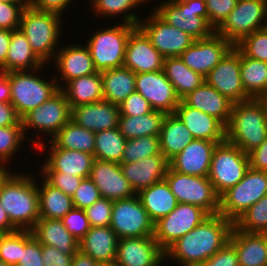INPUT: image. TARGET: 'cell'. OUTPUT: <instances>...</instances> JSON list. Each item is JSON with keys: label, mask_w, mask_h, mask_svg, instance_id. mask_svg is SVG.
Wrapping results in <instances>:
<instances>
[{"label": "cell", "mask_w": 267, "mask_h": 266, "mask_svg": "<svg viewBox=\"0 0 267 266\" xmlns=\"http://www.w3.org/2000/svg\"><path fill=\"white\" fill-rule=\"evenodd\" d=\"M267 137V111L260 99L234 103L226 126V141L248 154Z\"/></svg>", "instance_id": "cell-3"}, {"label": "cell", "mask_w": 267, "mask_h": 266, "mask_svg": "<svg viewBox=\"0 0 267 266\" xmlns=\"http://www.w3.org/2000/svg\"><path fill=\"white\" fill-rule=\"evenodd\" d=\"M229 241L234 245L239 266H267V233H248L235 226Z\"/></svg>", "instance_id": "cell-30"}, {"label": "cell", "mask_w": 267, "mask_h": 266, "mask_svg": "<svg viewBox=\"0 0 267 266\" xmlns=\"http://www.w3.org/2000/svg\"><path fill=\"white\" fill-rule=\"evenodd\" d=\"M249 168L248 154L225 140L217 144L213 150L208 179L221 196L235 186Z\"/></svg>", "instance_id": "cell-10"}, {"label": "cell", "mask_w": 267, "mask_h": 266, "mask_svg": "<svg viewBox=\"0 0 267 266\" xmlns=\"http://www.w3.org/2000/svg\"><path fill=\"white\" fill-rule=\"evenodd\" d=\"M163 71L180 100L205 81V77L186 66L180 57L164 58Z\"/></svg>", "instance_id": "cell-37"}, {"label": "cell", "mask_w": 267, "mask_h": 266, "mask_svg": "<svg viewBox=\"0 0 267 266\" xmlns=\"http://www.w3.org/2000/svg\"><path fill=\"white\" fill-rule=\"evenodd\" d=\"M137 195L154 224L167 216L178 204L166 179L141 190Z\"/></svg>", "instance_id": "cell-32"}, {"label": "cell", "mask_w": 267, "mask_h": 266, "mask_svg": "<svg viewBox=\"0 0 267 266\" xmlns=\"http://www.w3.org/2000/svg\"><path fill=\"white\" fill-rule=\"evenodd\" d=\"M43 177L50 185L61 190L65 194L72 196L78 188L81 180L80 176L68 175L63 172L56 171H40Z\"/></svg>", "instance_id": "cell-53"}, {"label": "cell", "mask_w": 267, "mask_h": 266, "mask_svg": "<svg viewBox=\"0 0 267 266\" xmlns=\"http://www.w3.org/2000/svg\"><path fill=\"white\" fill-rule=\"evenodd\" d=\"M70 119L71 108L69 102L64 93L59 90L42 105L25 114L21 118V122L25 137L30 130L35 129L37 131L34 138L39 140L35 139V147H37V151L43 152L47 146L40 141L42 132L51 140ZM38 131L41 134L38 135Z\"/></svg>", "instance_id": "cell-8"}, {"label": "cell", "mask_w": 267, "mask_h": 266, "mask_svg": "<svg viewBox=\"0 0 267 266\" xmlns=\"http://www.w3.org/2000/svg\"><path fill=\"white\" fill-rule=\"evenodd\" d=\"M137 26L121 21L109 28L94 30L86 42L97 72L122 67L130 33Z\"/></svg>", "instance_id": "cell-7"}, {"label": "cell", "mask_w": 267, "mask_h": 266, "mask_svg": "<svg viewBox=\"0 0 267 266\" xmlns=\"http://www.w3.org/2000/svg\"><path fill=\"white\" fill-rule=\"evenodd\" d=\"M119 238L109 227H90L79 241V251L98 264L115 262Z\"/></svg>", "instance_id": "cell-29"}, {"label": "cell", "mask_w": 267, "mask_h": 266, "mask_svg": "<svg viewBox=\"0 0 267 266\" xmlns=\"http://www.w3.org/2000/svg\"><path fill=\"white\" fill-rule=\"evenodd\" d=\"M25 173L14 171L7 178L0 189V204L17 230L31 231L40 218L38 179Z\"/></svg>", "instance_id": "cell-2"}, {"label": "cell", "mask_w": 267, "mask_h": 266, "mask_svg": "<svg viewBox=\"0 0 267 266\" xmlns=\"http://www.w3.org/2000/svg\"><path fill=\"white\" fill-rule=\"evenodd\" d=\"M99 266H120L117 262L99 264Z\"/></svg>", "instance_id": "cell-69"}, {"label": "cell", "mask_w": 267, "mask_h": 266, "mask_svg": "<svg viewBox=\"0 0 267 266\" xmlns=\"http://www.w3.org/2000/svg\"><path fill=\"white\" fill-rule=\"evenodd\" d=\"M135 88L154 110L166 114L174 113L181 101L164 71L137 73Z\"/></svg>", "instance_id": "cell-18"}, {"label": "cell", "mask_w": 267, "mask_h": 266, "mask_svg": "<svg viewBox=\"0 0 267 266\" xmlns=\"http://www.w3.org/2000/svg\"><path fill=\"white\" fill-rule=\"evenodd\" d=\"M37 183L39 214L42 219L61 220L74 206L72 196L50 185L44 178Z\"/></svg>", "instance_id": "cell-38"}, {"label": "cell", "mask_w": 267, "mask_h": 266, "mask_svg": "<svg viewBox=\"0 0 267 266\" xmlns=\"http://www.w3.org/2000/svg\"><path fill=\"white\" fill-rule=\"evenodd\" d=\"M234 226L243 232L267 233V195L247 209Z\"/></svg>", "instance_id": "cell-44"}, {"label": "cell", "mask_w": 267, "mask_h": 266, "mask_svg": "<svg viewBox=\"0 0 267 266\" xmlns=\"http://www.w3.org/2000/svg\"><path fill=\"white\" fill-rule=\"evenodd\" d=\"M74 0H28V5L38 11L54 12L64 15L66 8H70Z\"/></svg>", "instance_id": "cell-59"}, {"label": "cell", "mask_w": 267, "mask_h": 266, "mask_svg": "<svg viewBox=\"0 0 267 266\" xmlns=\"http://www.w3.org/2000/svg\"><path fill=\"white\" fill-rule=\"evenodd\" d=\"M205 81L234 103L251 99L241 82L240 50L236 46L208 73Z\"/></svg>", "instance_id": "cell-16"}, {"label": "cell", "mask_w": 267, "mask_h": 266, "mask_svg": "<svg viewBox=\"0 0 267 266\" xmlns=\"http://www.w3.org/2000/svg\"><path fill=\"white\" fill-rule=\"evenodd\" d=\"M237 0H206L208 23L216 30L236 6Z\"/></svg>", "instance_id": "cell-55"}, {"label": "cell", "mask_w": 267, "mask_h": 266, "mask_svg": "<svg viewBox=\"0 0 267 266\" xmlns=\"http://www.w3.org/2000/svg\"><path fill=\"white\" fill-rule=\"evenodd\" d=\"M22 125L14 106L10 102L0 103V127Z\"/></svg>", "instance_id": "cell-61"}, {"label": "cell", "mask_w": 267, "mask_h": 266, "mask_svg": "<svg viewBox=\"0 0 267 266\" xmlns=\"http://www.w3.org/2000/svg\"><path fill=\"white\" fill-rule=\"evenodd\" d=\"M188 106L198 109L228 125L234 102L220 94L204 81L182 99Z\"/></svg>", "instance_id": "cell-28"}, {"label": "cell", "mask_w": 267, "mask_h": 266, "mask_svg": "<svg viewBox=\"0 0 267 266\" xmlns=\"http://www.w3.org/2000/svg\"><path fill=\"white\" fill-rule=\"evenodd\" d=\"M10 40L11 30L0 29V68L6 61Z\"/></svg>", "instance_id": "cell-62"}, {"label": "cell", "mask_w": 267, "mask_h": 266, "mask_svg": "<svg viewBox=\"0 0 267 266\" xmlns=\"http://www.w3.org/2000/svg\"><path fill=\"white\" fill-rule=\"evenodd\" d=\"M219 143L222 142L194 139L169 161V165L182 174L208 177L213 150Z\"/></svg>", "instance_id": "cell-23"}, {"label": "cell", "mask_w": 267, "mask_h": 266, "mask_svg": "<svg viewBox=\"0 0 267 266\" xmlns=\"http://www.w3.org/2000/svg\"><path fill=\"white\" fill-rule=\"evenodd\" d=\"M267 195V171L249 168L244 177L220 196L219 215L233 223Z\"/></svg>", "instance_id": "cell-9"}, {"label": "cell", "mask_w": 267, "mask_h": 266, "mask_svg": "<svg viewBox=\"0 0 267 266\" xmlns=\"http://www.w3.org/2000/svg\"><path fill=\"white\" fill-rule=\"evenodd\" d=\"M267 75V72H266ZM265 92H267V77H266V83H265Z\"/></svg>", "instance_id": "cell-74"}, {"label": "cell", "mask_w": 267, "mask_h": 266, "mask_svg": "<svg viewBox=\"0 0 267 266\" xmlns=\"http://www.w3.org/2000/svg\"><path fill=\"white\" fill-rule=\"evenodd\" d=\"M110 228L119 239L154 237V223L138 195L113 201Z\"/></svg>", "instance_id": "cell-13"}, {"label": "cell", "mask_w": 267, "mask_h": 266, "mask_svg": "<svg viewBox=\"0 0 267 266\" xmlns=\"http://www.w3.org/2000/svg\"><path fill=\"white\" fill-rule=\"evenodd\" d=\"M33 135H35L34 132L31 133L30 139L29 136L25 137L22 125L0 127V163L8 164L9 159L12 160L18 150L20 151V146L26 141L25 139L35 145Z\"/></svg>", "instance_id": "cell-46"}, {"label": "cell", "mask_w": 267, "mask_h": 266, "mask_svg": "<svg viewBox=\"0 0 267 266\" xmlns=\"http://www.w3.org/2000/svg\"><path fill=\"white\" fill-rule=\"evenodd\" d=\"M100 198L99 189L95 183L87 177L81 180L78 188L72 195V202L75 208L85 210Z\"/></svg>", "instance_id": "cell-51"}, {"label": "cell", "mask_w": 267, "mask_h": 266, "mask_svg": "<svg viewBox=\"0 0 267 266\" xmlns=\"http://www.w3.org/2000/svg\"><path fill=\"white\" fill-rule=\"evenodd\" d=\"M60 90L69 102L70 108L103 100L101 72L67 81Z\"/></svg>", "instance_id": "cell-34"}, {"label": "cell", "mask_w": 267, "mask_h": 266, "mask_svg": "<svg viewBox=\"0 0 267 266\" xmlns=\"http://www.w3.org/2000/svg\"><path fill=\"white\" fill-rule=\"evenodd\" d=\"M166 113L158 110L145 115H120L118 129L126 139L143 136H160Z\"/></svg>", "instance_id": "cell-39"}, {"label": "cell", "mask_w": 267, "mask_h": 266, "mask_svg": "<svg viewBox=\"0 0 267 266\" xmlns=\"http://www.w3.org/2000/svg\"><path fill=\"white\" fill-rule=\"evenodd\" d=\"M174 113L192 133L194 139L214 142L226 140V126L220 120L188 106L183 100Z\"/></svg>", "instance_id": "cell-27"}, {"label": "cell", "mask_w": 267, "mask_h": 266, "mask_svg": "<svg viewBox=\"0 0 267 266\" xmlns=\"http://www.w3.org/2000/svg\"><path fill=\"white\" fill-rule=\"evenodd\" d=\"M103 100L119 105L136 91V74L125 66L101 72Z\"/></svg>", "instance_id": "cell-36"}, {"label": "cell", "mask_w": 267, "mask_h": 266, "mask_svg": "<svg viewBox=\"0 0 267 266\" xmlns=\"http://www.w3.org/2000/svg\"><path fill=\"white\" fill-rule=\"evenodd\" d=\"M206 262L210 266H239L236 249L230 241Z\"/></svg>", "instance_id": "cell-57"}, {"label": "cell", "mask_w": 267, "mask_h": 266, "mask_svg": "<svg viewBox=\"0 0 267 266\" xmlns=\"http://www.w3.org/2000/svg\"><path fill=\"white\" fill-rule=\"evenodd\" d=\"M241 82L245 93L259 99L265 93L267 63L245 56L240 51Z\"/></svg>", "instance_id": "cell-42"}, {"label": "cell", "mask_w": 267, "mask_h": 266, "mask_svg": "<svg viewBox=\"0 0 267 266\" xmlns=\"http://www.w3.org/2000/svg\"><path fill=\"white\" fill-rule=\"evenodd\" d=\"M148 15L139 21L138 27L164 58L180 57L195 41L189 34L169 25L154 10Z\"/></svg>", "instance_id": "cell-15"}, {"label": "cell", "mask_w": 267, "mask_h": 266, "mask_svg": "<svg viewBox=\"0 0 267 266\" xmlns=\"http://www.w3.org/2000/svg\"><path fill=\"white\" fill-rule=\"evenodd\" d=\"M62 21L63 17L58 13L34 10L29 5L22 12L20 29L32 51L44 64H50L59 49Z\"/></svg>", "instance_id": "cell-4"}, {"label": "cell", "mask_w": 267, "mask_h": 266, "mask_svg": "<svg viewBox=\"0 0 267 266\" xmlns=\"http://www.w3.org/2000/svg\"><path fill=\"white\" fill-rule=\"evenodd\" d=\"M11 87L8 72L0 71V103L10 102Z\"/></svg>", "instance_id": "cell-63"}, {"label": "cell", "mask_w": 267, "mask_h": 266, "mask_svg": "<svg viewBox=\"0 0 267 266\" xmlns=\"http://www.w3.org/2000/svg\"><path fill=\"white\" fill-rule=\"evenodd\" d=\"M259 99L263 102L267 111V92H265Z\"/></svg>", "instance_id": "cell-68"}, {"label": "cell", "mask_w": 267, "mask_h": 266, "mask_svg": "<svg viewBox=\"0 0 267 266\" xmlns=\"http://www.w3.org/2000/svg\"><path fill=\"white\" fill-rule=\"evenodd\" d=\"M15 266H44L42 245L29 230H21V255Z\"/></svg>", "instance_id": "cell-48"}, {"label": "cell", "mask_w": 267, "mask_h": 266, "mask_svg": "<svg viewBox=\"0 0 267 266\" xmlns=\"http://www.w3.org/2000/svg\"><path fill=\"white\" fill-rule=\"evenodd\" d=\"M71 266H99V264L90 256L78 251L73 257Z\"/></svg>", "instance_id": "cell-64"}, {"label": "cell", "mask_w": 267, "mask_h": 266, "mask_svg": "<svg viewBox=\"0 0 267 266\" xmlns=\"http://www.w3.org/2000/svg\"><path fill=\"white\" fill-rule=\"evenodd\" d=\"M27 6L28 3L0 2V29H19L22 12Z\"/></svg>", "instance_id": "cell-54"}, {"label": "cell", "mask_w": 267, "mask_h": 266, "mask_svg": "<svg viewBox=\"0 0 267 266\" xmlns=\"http://www.w3.org/2000/svg\"><path fill=\"white\" fill-rule=\"evenodd\" d=\"M44 64L32 51L31 46L21 29L11 31V40L4 65L0 71L34 70Z\"/></svg>", "instance_id": "cell-33"}, {"label": "cell", "mask_w": 267, "mask_h": 266, "mask_svg": "<svg viewBox=\"0 0 267 266\" xmlns=\"http://www.w3.org/2000/svg\"><path fill=\"white\" fill-rule=\"evenodd\" d=\"M53 64L56 74L55 80L61 88L67 81L97 72L87 46L72 44L60 47L56 52ZM58 76V77H57ZM62 80V81H61ZM63 82V84H61Z\"/></svg>", "instance_id": "cell-20"}, {"label": "cell", "mask_w": 267, "mask_h": 266, "mask_svg": "<svg viewBox=\"0 0 267 266\" xmlns=\"http://www.w3.org/2000/svg\"><path fill=\"white\" fill-rule=\"evenodd\" d=\"M264 28L267 29V0H266V8H265V25Z\"/></svg>", "instance_id": "cell-70"}, {"label": "cell", "mask_w": 267, "mask_h": 266, "mask_svg": "<svg viewBox=\"0 0 267 266\" xmlns=\"http://www.w3.org/2000/svg\"><path fill=\"white\" fill-rule=\"evenodd\" d=\"M68 232L80 241L90 230L85 210L73 207L62 219Z\"/></svg>", "instance_id": "cell-52"}, {"label": "cell", "mask_w": 267, "mask_h": 266, "mask_svg": "<svg viewBox=\"0 0 267 266\" xmlns=\"http://www.w3.org/2000/svg\"><path fill=\"white\" fill-rule=\"evenodd\" d=\"M153 8L169 25L195 40L208 38L215 32L208 23L206 0H164Z\"/></svg>", "instance_id": "cell-6"}, {"label": "cell", "mask_w": 267, "mask_h": 266, "mask_svg": "<svg viewBox=\"0 0 267 266\" xmlns=\"http://www.w3.org/2000/svg\"><path fill=\"white\" fill-rule=\"evenodd\" d=\"M266 0H237L236 6L215 32L234 46L245 36L264 28Z\"/></svg>", "instance_id": "cell-12"}, {"label": "cell", "mask_w": 267, "mask_h": 266, "mask_svg": "<svg viewBox=\"0 0 267 266\" xmlns=\"http://www.w3.org/2000/svg\"><path fill=\"white\" fill-rule=\"evenodd\" d=\"M113 201L100 198L85 209L91 227H109L111 222Z\"/></svg>", "instance_id": "cell-49"}, {"label": "cell", "mask_w": 267, "mask_h": 266, "mask_svg": "<svg viewBox=\"0 0 267 266\" xmlns=\"http://www.w3.org/2000/svg\"><path fill=\"white\" fill-rule=\"evenodd\" d=\"M250 168L267 171V137L262 144L248 153Z\"/></svg>", "instance_id": "cell-60"}, {"label": "cell", "mask_w": 267, "mask_h": 266, "mask_svg": "<svg viewBox=\"0 0 267 266\" xmlns=\"http://www.w3.org/2000/svg\"><path fill=\"white\" fill-rule=\"evenodd\" d=\"M0 2H6V3H28V0H0Z\"/></svg>", "instance_id": "cell-67"}, {"label": "cell", "mask_w": 267, "mask_h": 266, "mask_svg": "<svg viewBox=\"0 0 267 266\" xmlns=\"http://www.w3.org/2000/svg\"><path fill=\"white\" fill-rule=\"evenodd\" d=\"M165 179L178 203L198 206L209 215L219 213L220 196L208 177L182 174L169 166Z\"/></svg>", "instance_id": "cell-11"}, {"label": "cell", "mask_w": 267, "mask_h": 266, "mask_svg": "<svg viewBox=\"0 0 267 266\" xmlns=\"http://www.w3.org/2000/svg\"><path fill=\"white\" fill-rule=\"evenodd\" d=\"M235 46L245 56L267 63V29L254 31Z\"/></svg>", "instance_id": "cell-47"}, {"label": "cell", "mask_w": 267, "mask_h": 266, "mask_svg": "<svg viewBox=\"0 0 267 266\" xmlns=\"http://www.w3.org/2000/svg\"><path fill=\"white\" fill-rule=\"evenodd\" d=\"M49 144L51 145L48 146V150L44 151L49 155L48 158L45 157L41 171H56L82 178L89 177L95 161L94 155L78 150L59 148L51 140H49Z\"/></svg>", "instance_id": "cell-25"}, {"label": "cell", "mask_w": 267, "mask_h": 266, "mask_svg": "<svg viewBox=\"0 0 267 266\" xmlns=\"http://www.w3.org/2000/svg\"><path fill=\"white\" fill-rule=\"evenodd\" d=\"M59 148L78 150L94 155L95 133L69 120L51 139Z\"/></svg>", "instance_id": "cell-40"}, {"label": "cell", "mask_w": 267, "mask_h": 266, "mask_svg": "<svg viewBox=\"0 0 267 266\" xmlns=\"http://www.w3.org/2000/svg\"><path fill=\"white\" fill-rule=\"evenodd\" d=\"M194 266H210V265L205 261V262H202L200 264H196Z\"/></svg>", "instance_id": "cell-71"}, {"label": "cell", "mask_w": 267, "mask_h": 266, "mask_svg": "<svg viewBox=\"0 0 267 266\" xmlns=\"http://www.w3.org/2000/svg\"><path fill=\"white\" fill-rule=\"evenodd\" d=\"M21 255V230L6 233L0 242V259L8 266H15Z\"/></svg>", "instance_id": "cell-50"}, {"label": "cell", "mask_w": 267, "mask_h": 266, "mask_svg": "<svg viewBox=\"0 0 267 266\" xmlns=\"http://www.w3.org/2000/svg\"><path fill=\"white\" fill-rule=\"evenodd\" d=\"M123 66L135 74L163 71L164 57L138 26L129 35Z\"/></svg>", "instance_id": "cell-21"}, {"label": "cell", "mask_w": 267, "mask_h": 266, "mask_svg": "<svg viewBox=\"0 0 267 266\" xmlns=\"http://www.w3.org/2000/svg\"><path fill=\"white\" fill-rule=\"evenodd\" d=\"M0 266H8L6 263H4L1 259H0Z\"/></svg>", "instance_id": "cell-73"}, {"label": "cell", "mask_w": 267, "mask_h": 266, "mask_svg": "<svg viewBox=\"0 0 267 266\" xmlns=\"http://www.w3.org/2000/svg\"><path fill=\"white\" fill-rule=\"evenodd\" d=\"M97 17H114L120 15L123 23L138 26L142 17H139L135 10L143 3H149L150 0H88ZM138 6V7H136ZM134 10V11H133ZM97 14V15H96ZM123 17V18H122Z\"/></svg>", "instance_id": "cell-41"}, {"label": "cell", "mask_w": 267, "mask_h": 266, "mask_svg": "<svg viewBox=\"0 0 267 266\" xmlns=\"http://www.w3.org/2000/svg\"><path fill=\"white\" fill-rule=\"evenodd\" d=\"M0 230L6 233L17 231V229L11 224L7 212L0 204Z\"/></svg>", "instance_id": "cell-65"}, {"label": "cell", "mask_w": 267, "mask_h": 266, "mask_svg": "<svg viewBox=\"0 0 267 266\" xmlns=\"http://www.w3.org/2000/svg\"><path fill=\"white\" fill-rule=\"evenodd\" d=\"M5 234H6V232L0 230V242H1V240L4 237Z\"/></svg>", "instance_id": "cell-72"}, {"label": "cell", "mask_w": 267, "mask_h": 266, "mask_svg": "<svg viewBox=\"0 0 267 266\" xmlns=\"http://www.w3.org/2000/svg\"><path fill=\"white\" fill-rule=\"evenodd\" d=\"M7 167V164L0 163V189L3 183L7 180V178L13 173V171H10V168Z\"/></svg>", "instance_id": "cell-66"}, {"label": "cell", "mask_w": 267, "mask_h": 266, "mask_svg": "<svg viewBox=\"0 0 267 266\" xmlns=\"http://www.w3.org/2000/svg\"><path fill=\"white\" fill-rule=\"evenodd\" d=\"M31 232L41 245L56 247L72 257L79 251V241L68 232L62 220L39 218Z\"/></svg>", "instance_id": "cell-31"}, {"label": "cell", "mask_w": 267, "mask_h": 266, "mask_svg": "<svg viewBox=\"0 0 267 266\" xmlns=\"http://www.w3.org/2000/svg\"><path fill=\"white\" fill-rule=\"evenodd\" d=\"M119 110L121 115L137 116L148 114L154 109L140 93L135 91L119 104Z\"/></svg>", "instance_id": "cell-56"}, {"label": "cell", "mask_w": 267, "mask_h": 266, "mask_svg": "<svg viewBox=\"0 0 267 266\" xmlns=\"http://www.w3.org/2000/svg\"><path fill=\"white\" fill-rule=\"evenodd\" d=\"M165 251L154 237L121 238L115 262L120 266H164Z\"/></svg>", "instance_id": "cell-19"}, {"label": "cell", "mask_w": 267, "mask_h": 266, "mask_svg": "<svg viewBox=\"0 0 267 266\" xmlns=\"http://www.w3.org/2000/svg\"><path fill=\"white\" fill-rule=\"evenodd\" d=\"M234 223L217 214L179 238L165 251V259L178 266H194L207 261L227 242Z\"/></svg>", "instance_id": "cell-1"}, {"label": "cell", "mask_w": 267, "mask_h": 266, "mask_svg": "<svg viewBox=\"0 0 267 266\" xmlns=\"http://www.w3.org/2000/svg\"><path fill=\"white\" fill-rule=\"evenodd\" d=\"M161 153L170 161L192 140V133L175 113L166 114L160 131Z\"/></svg>", "instance_id": "cell-35"}, {"label": "cell", "mask_w": 267, "mask_h": 266, "mask_svg": "<svg viewBox=\"0 0 267 266\" xmlns=\"http://www.w3.org/2000/svg\"><path fill=\"white\" fill-rule=\"evenodd\" d=\"M126 140L118 127L95 133V159L120 164Z\"/></svg>", "instance_id": "cell-43"}, {"label": "cell", "mask_w": 267, "mask_h": 266, "mask_svg": "<svg viewBox=\"0 0 267 266\" xmlns=\"http://www.w3.org/2000/svg\"><path fill=\"white\" fill-rule=\"evenodd\" d=\"M169 166V160L163 154H156L136 162L120 163L124 177L128 179L136 194L165 179Z\"/></svg>", "instance_id": "cell-26"}, {"label": "cell", "mask_w": 267, "mask_h": 266, "mask_svg": "<svg viewBox=\"0 0 267 266\" xmlns=\"http://www.w3.org/2000/svg\"><path fill=\"white\" fill-rule=\"evenodd\" d=\"M119 105L106 100L71 108V120L94 133L118 127Z\"/></svg>", "instance_id": "cell-24"}, {"label": "cell", "mask_w": 267, "mask_h": 266, "mask_svg": "<svg viewBox=\"0 0 267 266\" xmlns=\"http://www.w3.org/2000/svg\"><path fill=\"white\" fill-rule=\"evenodd\" d=\"M44 266H71L73 257L60 252L56 247L42 245Z\"/></svg>", "instance_id": "cell-58"}, {"label": "cell", "mask_w": 267, "mask_h": 266, "mask_svg": "<svg viewBox=\"0 0 267 266\" xmlns=\"http://www.w3.org/2000/svg\"><path fill=\"white\" fill-rule=\"evenodd\" d=\"M162 154L159 136H143L126 140L121 163H131Z\"/></svg>", "instance_id": "cell-45"}, {"label": "cell", "mask_w": 267, "mask_h": 266, "mask_svg": "<svg viewBox=\"0 0 267 266\" xmlns=\"http://www.w3.org/2000/svg\"><path fill=\"white\" fill-rule=\"evenodd\" d=\"M209 216L198 206L178 203L167 216L154 224V239L166 251L179 238L197 227Z\"/></svg>", "instance_id": "cell-14"}, {"label": "cell", "mask_w": 267, "mask_h": 266, "mask_svg": "<svg viewBox=\"0 0 267 266\" xmlns=\"http://www.w3.org/2000/svg\"><path fill=\"white\" fill-rule=\"evenodd\" d=\"M44 67L43 65L34 70L8 72L11 87L10 103L20 118L42 105L60 90L55 77L52 76V79L41 77L43 73L41 69Z\"/></svg>", "instance_id": "cell-5"}, {"label": "cell", "mask_w": 267, "mask_h": 266, "mask_svg": "<svg viewBox=\"0 0 267 266\" xmlns=\"http://www.w3.org/2000/svg\"><path fill=\"white\" fill-rule=\"evenodd\" d=\"M234 45L214 32L210 37L195 40L181 55L184 64L206 77Z\"/></svg>", "instance_id": "cell-17"}, {"label": "cell", "mask_w": 267, "mask_h": 266, "mask_svg": "<svg viewBox=\"0 0 267 266\" xmlns=\"http://www.w3.org/2000/svg\"><path fill=\"white\" fill-rule=\"evenodd\" d=\"M89 178L99 189L102 198L115 201L136 195L119 163L95 159Z\"/></svg>", "instance_id": "cell-22"}]
</instances>
